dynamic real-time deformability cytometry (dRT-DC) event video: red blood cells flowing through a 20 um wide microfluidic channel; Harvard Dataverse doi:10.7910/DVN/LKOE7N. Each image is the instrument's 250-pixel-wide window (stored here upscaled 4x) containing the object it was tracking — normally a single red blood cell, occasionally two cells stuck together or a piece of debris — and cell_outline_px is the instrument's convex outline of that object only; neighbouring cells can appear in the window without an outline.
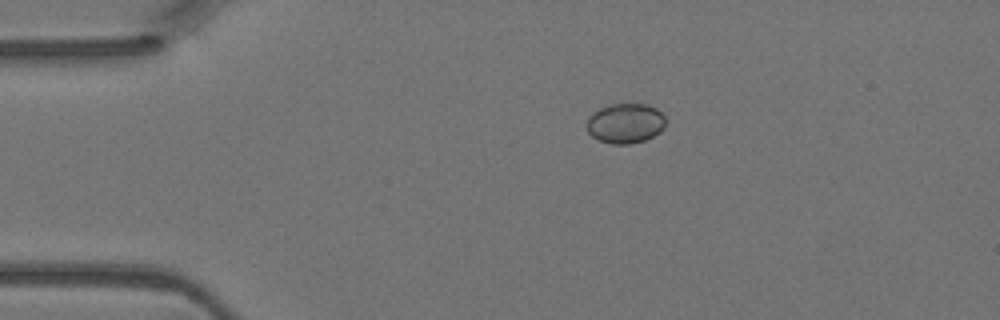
{"species": "Egyptian fruit bat (a non-hibernating species)", "species_latin": "Rousettus aegyptiacus", "temperature_condition": "warm", "stored_images_in_passage": 3, "camera_frame_rate_fps": 3000, "um_per_image_px": 0.085, "animal": {"sex": "female"}, "frame": {"image": 1, "passage_image": 1, "time_ms": 0.0, "image_size_px": [1000, 320], "cell_outline_px": [[664, 128], [660, 132], [644, 140], [628, 144], [612, 144], [600, 140], [592, 136], [588, 132], [588, 116], [592, 112], [600, 108], [612, 104], [648, 104], [656, 108], [664, 116]], "centroid_in_image_um": [53.15, 10.47], "position_along_channel_um": 31.8, "area_um2": 18.21}}